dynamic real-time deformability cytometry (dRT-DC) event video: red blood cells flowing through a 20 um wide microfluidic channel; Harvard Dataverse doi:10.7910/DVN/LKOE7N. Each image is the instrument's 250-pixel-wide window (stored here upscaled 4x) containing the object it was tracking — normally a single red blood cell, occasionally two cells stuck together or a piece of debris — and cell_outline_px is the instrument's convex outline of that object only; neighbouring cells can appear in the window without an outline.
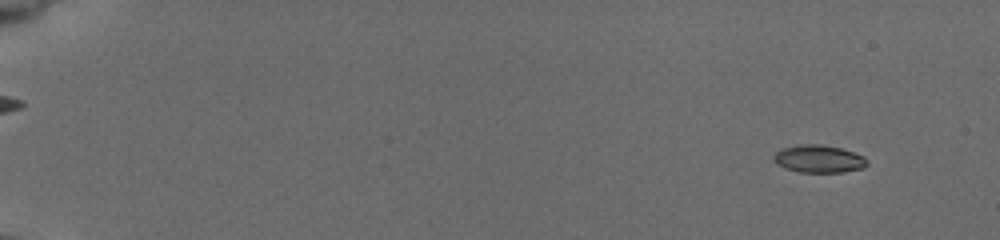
{"species": "common noctule bat (a hibernating species)", "species_latin": "Nyctalus noctula", "temperature_condition": "cold", "stored_images_in_passage": 91, "camera_frame_rate_fps": 3000, "um_per_image_px": 0.085, "animal": {"sex": "female", "body_mass_g": 19.5, "forearm_length_mm": 54.1}, "frame": {"image": 1, "passage_image": 8, "time_ms": 1.667, "image_size_px": [1000, 240], "cell_outline_px": [[868, 164], [864, 168], [844, 172], [800, 172], [784, 168], [776, 164], [772, 160], [772, 156], [780, 148], [800, 144], [820, 144], [840, 148], [864, 156], [868, 160]], "centroid_in_image_um": [69.57, 13.5], "position_along_channel_um": 15.4, "area_um2": 15.26}}
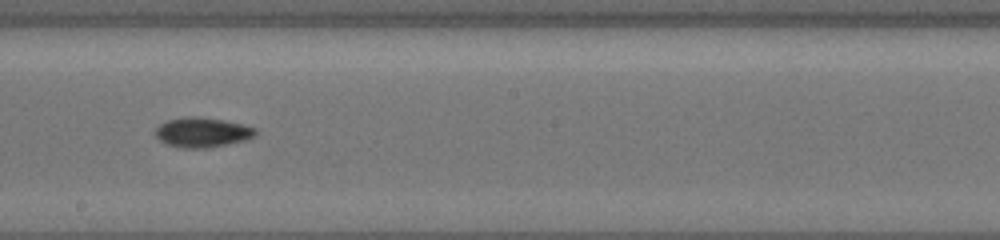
{"frame": {"image": 2, "passage_image": 55, "time_ms": 11.667, "image_size_px": [1000, 240], "cell_outline_px": [[256, 136], [244, 140], [204, 148], [184, 148], [168, 144], [160, 140], [156, 136], [156, 128], [160, 124], [168, 120], [188, 116], [200, 116], [224, 120], [244, 124], [256, 128]], "centroid_in_image_um": [17.21, 11.23], "position_along_channel_um": 231.0, "area_um2": 17.22}}
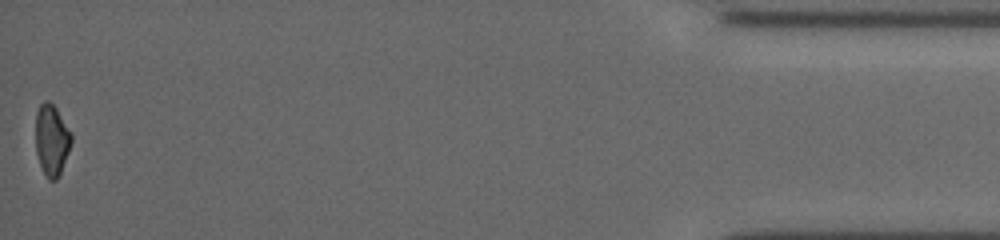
{"frame": {"image": 3, "passage_image": 90, "time_ms": 19.0, "image_size_px": [1000, 240], "cell_outline_px": [[72, 140], [68, 152], [60, 172], [56, 180], [48, 180], [40, 164], [36, 152], [36, 112], [40, 104], [44, 100], [48, 100], [56, 108], [72, 132]], "centroid_in_image_um": [4.39, 11.86], "position_along_channel_um": 430.8, "area_um2": 14.74}, "authors_computed_cell_mechanics": {"area_um2": 15.8372, "velocity_mm_per_s": 3.7765, "shape_relaxation_time_tau1_ms": 4.9081, "shape_relaxation_time_tau2_ms": null, "deformation_change_tau1": 0.1423, "deformation_change_tau2": null}}